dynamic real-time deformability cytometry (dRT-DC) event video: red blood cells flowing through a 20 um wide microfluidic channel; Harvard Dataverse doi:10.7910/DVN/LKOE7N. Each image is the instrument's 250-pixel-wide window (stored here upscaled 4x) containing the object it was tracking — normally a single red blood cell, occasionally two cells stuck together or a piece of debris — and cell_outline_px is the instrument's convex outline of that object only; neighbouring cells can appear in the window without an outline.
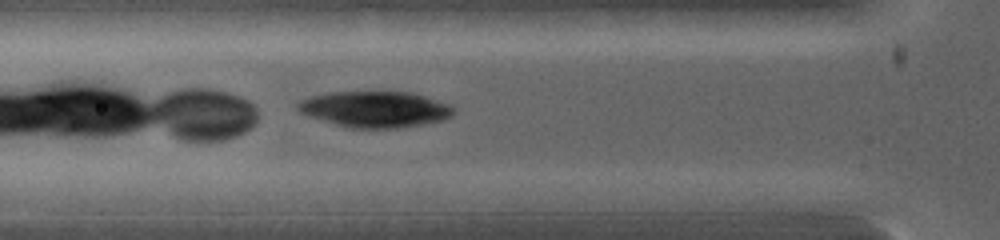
{"species": "common noctule bat (a hibernating species)", "species_latin": "Nyctalus noctula", "temperature_condition": "warm", "stored_images_in_passage": 10, "camera_frame_rate_fps": 5000, "um_per_image_px": 0.085, "animal": {"sex": "female", "body_mass_g": 19.0, "forearm_length_mm": 53.3}, "frame": {"image": 1, "passage_image": 4, "time_ms": 0.8, "image_size_px": [1000, 240], "cell_outline_px": [[456, 108], [452, 116], [440, 120], [424, 124], [396, 128], [348, 128], [308, 116], [300, 112], [296, 108], [296, 104], [300, 100], [312, 96], [332, 92], [408, 92], [424, 96], [448, 104]], "centroid_in_image_um": [31.86, 9.29], "position_along_channel_um": 93.9, "area_um2": 32.6}}
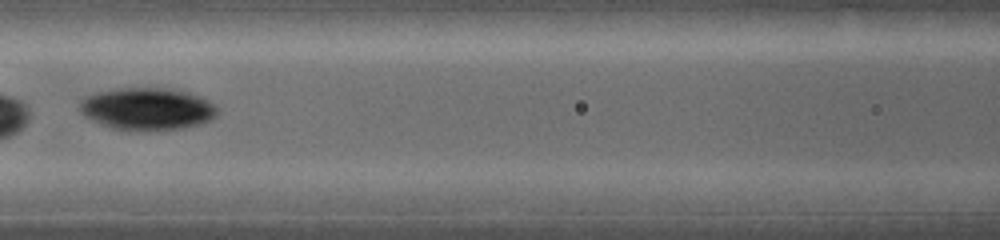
{"frame": {"image": 2, "passage_image": 7, "time_ms": 1.8, "image_size_px": [1000, 240], "cell_outline_px": [[216, 116], [212, 120], [180, 128], [112, 128], [92, 120], [84, 116], [80, 112], [80, 100], [84, 96], [96, 92], [120, 88], [168, 88], [188, 92], [200, 96], [208, 100], [216, 108]], "centroid_in_image_um": [12.48, 9.2], "position_along_channel_um": 154.1, "area_um2": 33.06}}